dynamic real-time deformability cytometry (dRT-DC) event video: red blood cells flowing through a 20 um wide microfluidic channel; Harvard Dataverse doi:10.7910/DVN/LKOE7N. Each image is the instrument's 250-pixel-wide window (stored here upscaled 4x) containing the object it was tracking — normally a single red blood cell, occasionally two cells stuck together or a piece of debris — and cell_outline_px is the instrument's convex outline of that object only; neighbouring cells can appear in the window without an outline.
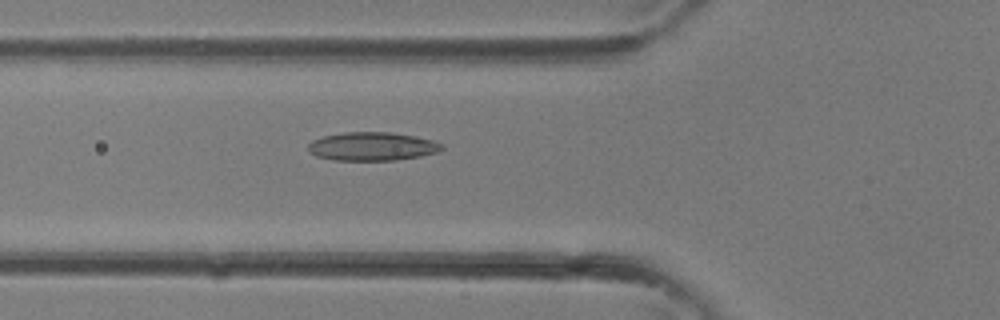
{"species": "common noctule bat (a hibernating species)", "species_latin": "Nyctalus noctula", "temperature_condition": "room temperature", "stored_images_in_passage": 28, "camera_frame_rate_fps": 3000, "um_per_image_px": 0.085, "animal": {"sex": "female"}, "frame": {"image": 1, "passage_image": 5, "time_ms": 1.333, "image_size_px": [1000, 320], "cell_outline_px": [[444, 148], [440, 152], [420, 156], [396, 160], [332, 160], [316, 156], [308, 152], [308, 144], [312, 140], [324, 136], [344, 132], [392, 132], [432, 140], [444, 144]], "centroid_in_image_um": [31.64, 12.45], "position_along_channel_um": 94.2, "area_um2": 22.31}}
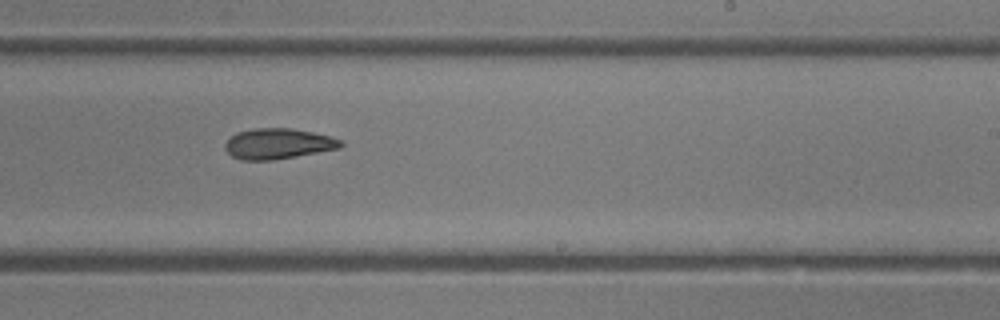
{"frame": {"image": 2, "passage_image": 14, "time_ms": 4.333, "image_size_px": [1000, 320], "cell_outline_px": [[344, 144], [340, 148], [296, 156], [272, 160], [240, 160], [232, 156], [224, 148], [224, 144], [236, 132], [256, 128], [292, 128], [332, 136], [340, 140]], "centroid_in_image_um": [23.63, 12.21], "position_along_channel_um": 265.4, "area_um2": 20.58}}
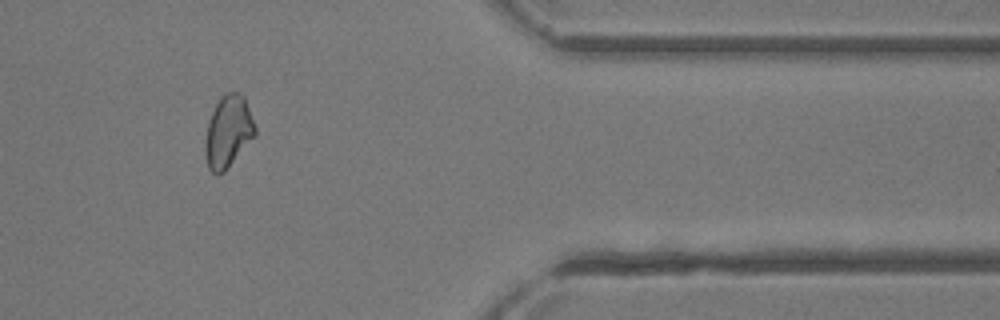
{"frame": {"image": 3, "passage_image": 22, "time_ms": 7.0, "image_size_px": [1000, 320], "cell_outline_px": [[256, 136], [224, 172], [212, 172], [208, 168], [204, 152], [204, 140], [208, 120], [220, 96], [224, 92], [240, 92], [244, 96], [256, 128]], "centroid_in_image_um": [19.39, 11.17], "position_along_channel_um": 392.0, "area_um2": 21.15}}